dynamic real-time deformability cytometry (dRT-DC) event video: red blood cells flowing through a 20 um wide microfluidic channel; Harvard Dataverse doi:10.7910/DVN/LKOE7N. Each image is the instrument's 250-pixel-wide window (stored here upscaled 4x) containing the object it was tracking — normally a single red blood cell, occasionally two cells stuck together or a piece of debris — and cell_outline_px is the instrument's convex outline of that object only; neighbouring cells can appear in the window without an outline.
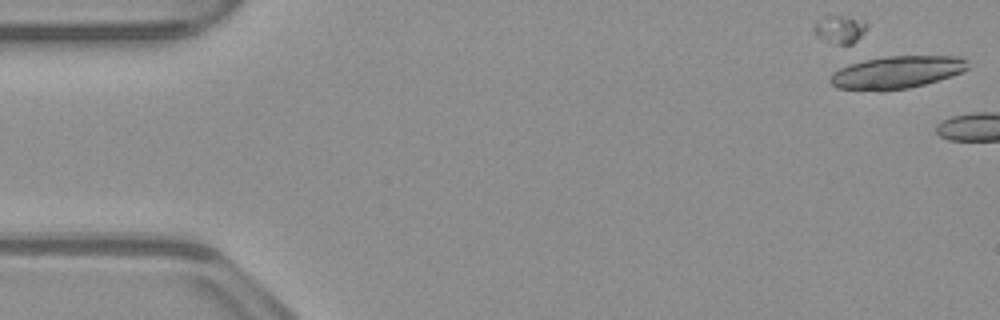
{"species": "common noctule bat (a hibernating species)", "species_latin": "Nyctalus noctula", "temperature_condition": "warm", "stored_images_in_passage": 2, "camera_frame_rate_fps": 3000, "um_per_image_px": 0.085, "animal": {"sex": "male", "body_mass_g": 23.1, "forearm_length_mm": 52.7}, "frame": {"image": 1, "passage_image": 2, "time_ms": 0.333, "image_size_px": [1000, 320], "cell_outline_px": [[968, 68], [952, 76], [924, 84], [908, 88], [884, 92], [876, 92], [836, 88], [828, 80], [832, 72], [840, 68], [864, 60], [884, 56], [960, 56], [968, 60]], "centroid_in_image_um": [76.19, 6.16], "position_along_channel_um": 8.8, "area_um2": 26.41}}